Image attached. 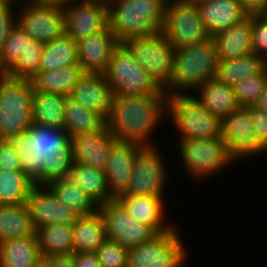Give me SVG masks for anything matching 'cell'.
Returning a JSON list of instances; mask_svg holds the SVG:
<instances>
[{"label":"cell","instance_id":"obj_1","mask_svg":"<svg viewBox=\"0 0 267 267\" xmlns=\"http://www.w3.org/2000/svg\"><path fill=\"white\" fill-rule=\"evenodd\" d=\"M22 163V172L35 185L68 178L73 167L71 138L65 128L34 123L31 128L10 139Z\"/></svg>","mask_w":267,"mask_h":267},{"label":"cell","instance_id":"obj_2","mask_svg":"<svg viewBox=\"0 0 267 267\" xmlns=\"http://www.w3.org/2000/svg\"><path fill=\"white\" fill-rule=\"evenodd\" d=\"M167 99V93L113 96L106 124L117 141L155 147L159 143L153 141V135L168 121Z\"/></svg>","mask_w":267,"mask_h":267},{"label":"cell","instance_id":"obj_3","mask_svg":"<svg viewBox=\"0 0 267 267\" xmlns=\"http://www.w3.org/2000/svg\"><path fill=\"white\" fill-rule=\"evenodd\" d=\"M167 0H107L108 27L119 43L162 30Z\"/></svg>","mask_w":267,"mask_h":267},{"label":"cell","instance_id":"obj_4","mask_svg":"<svg viewBox=\"0 0 267 267\" xmlns=\"http://www.w3.org/2000/svg\"><path fill=\"white\" fill-rule=\"evenodd\" d=\"M218 53L211 37L207 41L175 48L171 80L163 89L168 95L191 94L217 72Z\"/></svg>","mask_w":267,"mask_h":267},{"label":"cell","instance_id":"obj_5","mask_svg":"<svg viewBox=\"0 0 267 267\" xmlns=\"http://www.w3.org/2000/svg\"><path fill=\"white\" fill-rule=\"evenodd\" d=\"M177 144L182 169L197 183L207 181L237 163L221 137L177 140Z\"/></svg>","mask_w":267,"mask_h":267},{"label":"cell","instance_id":"obj_6","mask_svg":"<svg viewBox=\"0 0 267 267\" xmlns=\"http://www.w3.org/2000/svg\"><path fill=\"white\" fill-rule=\"evenodd\" d=\"M177 140L221 137V120L205 109L192 94H172L167 99V117Z\"/></svg>","mask_w":267,"mask_h":267},{"label":"cell","instance_id":"obj_7","mask_svg":"<svg viewBox=\"0 0 267 267\" xmlns=\"http://www.w3.org/2000/svg\"><path fill=\"white\" fill-rule=\"evenodd\" d=\"M34 87L30 80L7 77L0 90V135L4 140L27 132L34 124Z\"/></svg>","mask_w":267,"mask_h":267},{"label":"cell","instance_id":"obj_8","mask_svg":"<svg viewBox=\"0 0 267 267\" xmlns=\"http://www.w3.org/2000/svg\"><path fill=\"white\" fill-rule=\"evenodd\" d=\"M154 235L150 240L129 248L127 267H185L190 257L180 228ZM186 246V248H185Z\"/></svg>","mask_w":267,"mask_h":267},{"label":"cell","instance_id":"obj_9","mask_svg":"<svg viewBox=\"0 0 267 267\" xmlns=\"http://www.w3.org/2000/svg\"><path fill=\"white\" fill-rule=\"evenodd\" d=\"M104 75L112 88L113 96L166 93L122 43L114 49Z\"/></svg>","mask_w":267,"mask_h":267},{"label":"cell","instance_id":"obj_10","mask_svg":"<svg viewBox=\"0 0 267 267\" xmlns=\"http://www.w3.org/2000/svg\"><path fill=\"white\" fill-rule=\"evenodd\" d=\"M161 32L174 48L192 46L211 38L195 0H167Z\"/></svg>","mask_w":267,"mask_h":267},{"label":"cell","instance_id":"obj_11","mask_svg":"<svg viewBox=\"0 0 267 267\" xmlns=\"http://www.w3.org/2000/svg\"><path fill=\"white\" fill-rule=\"evenodd\" d=\"M155 83L164 89L171 80L174 47L160 31L122 43Z\"/></svg>","mask_w":267,"mask_h":267},{"label":"cell","instance_id":"obj_12","mask_svg":"<svg viewBox=\"0 0 267 267\" xmlns=\"http://www.w3.org/2000/svg\"><path fill=\"white\" fill-rule=\"evenodd\" d=\"M163 151L159 146H155L142 147L137 152L130 183L123 194L166 195L170 171L166 163L168 160L166 155H163Z\"/></svg>","mask_w":267,"mask_h":267},{"label":"cell","instance_id":"obj_13","mask_svg":"<svg viewBox=\"0 0 267 267\" xmlns=\"http://www.w3.org/2000/svg\"><path fill=\"white\" fill-rule=\"evenodd\" d=\"M220 128L221 138L237 163L244 162L246 159H257L259 155H263L265 147L257 138L250 116V106H239L223 117Z\"/></svg>","mask_w":267,"mask_h":267},{"label":"cell","instance_id":"obj_14","mask_svg":"<svg viewBox=\"0 0 267 267\" xmlns=\"http://www.w3.org/2000/svg\"><path fill=\"white\" fill-rule=\"evenodd\" d=\"M106 238L126 248L138 246L150 240L156 233L147 225L135 220L116 200L99 205Z\"/></svg>","mask_w":267,"mask_h":267},{"label":"cell","instance_id":"obj_15","mask_svg":"<svg viewBox=\"0 0 267 267\" xmlns=\"http://www.w3.org/2000/svg\"><path fill=\"white\" fill-rule=\"evenodd\" d=\"M17 24L30 38L44 44L65 33V14L33 0L18 5Z\"/></svg>","mask_w":267,"mask_h":267},{"label":"cell","instance_id":"obj_16","mask_svg":"<svg viewBox=\"0 0 267 267\" xmlns=\"http://www.w3.org/2000/svg\"><path fill=\"white\" fill-rule=\"evenodd\" d=\"M65 34L77 43L108 26L107 0H91L64 10Z\"/></svg>","mask_w":267,"mask_h":267},{"label":"cell","instance_id":"obj_17","mask_svg":"<svg viewBox=\"0 0 267 267\" xmlns=\"http://www.w3.org/2000/svg\"><path fill=\"white\" fill-rule=\"evenodd\" d=\"M34 229L49 224H73L79 215L61 203L46 185H35L26 201Z\"/></svg>","mask_w":267,"mask_h":267},{"label":"cell","instance_id":"obj_18","mask_svg":"<svg viewBox=\"0 0 267 267\" xmlns=\"http://www.w3.org/2000/svg\"><path fill=\"white\" fill-rule=\"evenodd\" d=\"M167 195L144 196L120 194L115 199L125 208V210L135 218V220L149 226L156 234L172 229L176 222L165 220L166 209L169 198ZM166 197V198H165Z\"/></svg>","mask_w":267,"mask_h":267},{"label":"cell","instance_id":"obj_19","mask_svg":"<svg viewBox=\"0 0 267 267\" xmlns=\"http://www.w3.org/2000/svg\"><path fill=\"white\" fill-rule=\"evenodd\" d=\"M117 142L108 125L92 133L71 137L74 163L105 170L112 146Z\"/></svg>","mask_w":267,"mask_h":267},{"label":"cell","instance_id":"obj_20","mask_svg":"<svg viewBox=\"0 0 267 267\" xmlns=\"http://www.w3.org/2000/svg\"><path fill=\"white\" fill-rule=\"evenodd\" d=\"M119 44L108 26L103 31L79 41L78 59L84 72L104 74L112 53Z\"/></svg>","mask_w":267,"mask_h":267},{"label":"cell","instance_id":"obj_21","mask_svg":"<svg viewBox=\"0 0 267 267\" xmlns=\"http://www.w3.org/2000/svg\"><path fill=\"white\" fill-rule=\"evenodd\" d=\"M70 97L107 121L113 92L104 74L85 73L73 88Z\"/></svg>","mask_w":267,"mask_h":267},{"label":"cell","instance_id":"obj_22","mask_svg":"<svg viewBox=\"0 0 267 267\" xmlns=\"http://www.w3.org/2000/svg\"><path fill=\"white\" fill-rule=\"evenodd\" d=\"M142 146L132 142L117 141L111 148L105 175L110 194L116 198L130 183L134 159Z\"/></svg>","mask_w":267,"mask_h":267},{"label":"cell","instance_id":"obj_23","mask_svg":"<svg viewBox=\"0 0 267 267\" xmlns=\"http://www.w3.org/2000/svg\"><path fill=\"white\" fill-rule=\"evenodd\" d=\"M200 17L207 32L212 37L216 33L239 23L249 14L239 0H195Z\"/></svg>","mask_w":267,"mask_h":267},{"label":"cell","instance_id":"obj_24","mask_svg":"<svg viewBox=\"0 0 267 267\" xmlns=\"http://www.w3.org/2000/svg\"><path fill=\"white\" fill-rule=\"evenodd\" d=\"M219 60H230L253 53L251 42V14L228 29L212 36Z\"/></svg>","mask_w":267,"mask_h":267},{"label":"cell","instance_id":"obj_25","mask_svg":"<svg viewBox=\"0 0 267 267\" xmlns=\"http://www.w3.org/2000/svg\"><path fill=\"white\" fill-rule=\"evenodd\" d=\"M191 94L205 109L220 120L239 107L233 87L224 84L216 77L205 81Z\"/></svg>","mask_w":267,"mask_h":267},{"label":"cell","instance_id":"obj_26","mask_svg":"<svg viewBox=\"0 0 267 267\" xmlns=\"http://www.w3.org/2000/svg\"><path fill=\"white\" fill-rule=\"evenodd\" d=\"M42 261L36 232L0 243V267H37Z\"/></svg>","mask_w":267,"mask_h":267},{"label":"cell","instance_id":"obj_27","mask_svg":"<svg viewBox=\"0 0 267 267\" xmlns=\"http://www.w3.org/2000/svg\"><path fill=\"white\" fill-rule=\"evenodd\" d=\"M35 232L43 260L74 253L72 224H49L39 227Z\"/></svg>","mask_w":267,"mask_h":267},{"label":"cell","instance_id":"obj_28","mask_svg":"<svg viewBox=\"0 0 267 267\" xmlns=\"http://www.w3.org/2000/svg\"><path fill=\"white\" fill-rule=\"evenodd\" d=\"M84 74L80 64H73L55 70H39L31 81L35 91L70 96Z\"/></svg>","mask_w":267,"mask_h":267},{"label":"cell","instance_id":"obj_29","mask_svg":"<svg viewBox=\"0 0 267 267\" xmlns=\"http://www.w3.org/2000/svg\"><path fill=\"white\" fill-rule=\"evenodd\" d=\"M26 202L0 207V243L35 233Z\"/></svg>","mask_w":267,"mask_h":267},{"label":"cell","instance_id":"obj_30","mask_svg":"<svg viewBox=\"0 0 267 267\" xmlns=\"http://www.w3.org/2000/svg\"><path fill=\"white\" fill-rule=\"evenodd\" d=\"M74 252H96L107 239L105 224L99 211L87 216H79L72 224Z\"/></svg>","mask_w":267,"mask_h":267},{"label":"cell","instance_id":"obj_31","mask_svg":"<svg viewBox=\"0 0 267 267\" xmlns=\"http://www.w3.org/2000/svg\"><path fill=\"white\" fill-rule=\"evenodd\" d=\"M68 178L99 205L115 199L109 191L105 171L74 163Z\"/></svg>","mask_w":267,"mask_h":267},{"label":"cell","instance_id":"obj_32","mask_svg":"<svg viewBox=\"0 0 267 267\" xmlns=\"http://www.w3.org/2000/svg\"><path fill=\"white\" fill-rule=\"evenodd\" d=\"M61 203L73 209L79 216H87L99 210V204L69 178L56 179L46 185Z\"/></svg>","mask_w":267,"mask_h":267},{"label":"cell","instance_id":"obj_33","mask_svg":"<svg viewBox=\"0 0 267 267\" xmlns=\"http://www.w3.org/2000/svg\"><path fill=\"white\" fill-rule=\"evenodd\" d=\"M65 99V95L34 90L32 103L34 123L63 129Z\"/></svg>","mask_w":267,"mask_h":267},{"label":"cell","instance_id":"obj_34","mask_svg":"<svg viewBox=\"0 0 267 267\" xmlns=\"http://www.w3.org/2000/svg\"><path fill=\"white\" fill-rule=\"evenodd\" d=\"M79 64L78 43L65 33L44 43L39 70H55Z\"/></svg>","mask_w":267,"mask_h":267},{"label":"cell","instance_id":"obj_35","mask_svg":"<svg viewBox=\"0 0 267 267\" xmlns=\"http://www.w3.org/2000/svg\"><path fill=\"white\" fill-rule=\"evenodd\" d=\"M106 124L97 113L88 110L70 96H66L64 104V128L72 136L82 133H92Z\"/></svg>","mask_w":267,"mask_h":267},{"label":"cell","instance_id":"obj_36","mask_svg":"<svg viewBox=\"0 0 267 267\" xmlns=\"http://www.w3.org/2000/svg\"><path fill=\"white\" fill-rule=\"evenodd\" d=\"M265 67L266 61L255 53H251L236 59L219 60L215 77L233 87L238 81L260 73Z\"/></svg>","mask_w":267,"mask_h":267},{"label":"cell","instance_id":"obj_37","mask_svg":"<svg viewBox=\"0 0 267 267\" xmlns=\"http://www.w3.org/2000/svg\"><path fill=\"white\" fill-rule=\"evenodd\" d=\"M35 186L22 171L0 170V204H21Z\"/></svg>","mask_w":267,"mask_h":267},{"label":"cell","instance_id":"obj_38","mask_svg":"<svg viewBox=\"0 0 267 267\" xmlns=\"http://www.w3.org/2000/svg\"><path fill=\"white\" fill-rule=\"evenodd\" d=\"M43 46V43L32 38L25 40L24 53L6 72L8 77L31 81L39 72Z\"/></svg>","mask_w":267,"mask_h":267},{"label":"cell","instance_id":"obj_39","mask_svg":"<svg viewBox=\"0 0 267 267\" xmlns=\"http://www.w3.org/2000/svg\"><path fill=\"white\" fill-rule=\"evenodd\" d=\"M267 86V67L260 73L238 81L234 86L235 98L239 106H253Z\"/></svg>","mask_w":267,"mask_h":267},{"label":"cell","instance_id":"obj_40","mask_svg":"<svg viewBox=\"0 0 267 267\" xmlns=\"http://www.w3.org/2000/svg\"><path fill=\"white\" fill-rule=\"evenodd\" d=\"M30 37L16 24L5 41L3 51L0 56V71L7 72L23 55L25 49V40Z\"/></svg>","mask_w":267,"mask_h":267},{"label":"cell","instance_id":"obj_41","mask_svg":"<svg viewBox=\"0 0 267 267\" xmlns=\"http://www.w3.org/2000/svg\"><path fill=\"white\" fill-rule=\"evenodd\" d=\"M128 248L106 239L96 253L102 267H127Z\"/></svg>","mask_w":267,"mask_h":267},{"label":"cell","instance_id":"obj_42","mask_svg":"<svg viewBox=\"0 0 267 267\" xmlns=\"http://www.w3.org/2000/svg\"><path fill=\"white\" fill-rule=\"evenodd\" d=\"M251 42L253 53L267 61V20L251 14Z\"/></svg>","mask_w":267,"mask_h":267},{"label":"cell","instance_id":"obj_43","mask_svg":"<svg viewBox=\"0 0 267 267\" xmlns=\"http://www.w3.org/2000/svg\"><path fill=\"white\" fill-rule=\"evenodd\" d=\"M17 9L16 4L0 2V56L8 34L17 24Z\"/></svg>","mask_w":267,"mask_h":267},{"label":"cell","instance_id":"obj_44","mask_svg":"<svg viewBox=\"0 0 267 267\" xmlns=\"http://www.w3.org/2000/svg\"><path fill=\"white\" fill-rule=\"evenodd\" d=\"M0 170H22L20 156L10 140H4L0 145Z\"/></svg>","mask_w":267,"mask_h":267},{"label":"cell","instance_id":"obj_45","mask_svg":"<svg viewBox=\"0 0 267 267\" xmlns=\"http://www.w3.org/2000/svg\"><path fill=\"white\" fill-rule=\"evenodd\" d=\"M250 116L259 142L267 146V113L250 106Z\"/></svg>","mask_w":267,"mask_h":267},{"label":"cell","instance_id":"obj_46","mask_svg":"<svg viewBox=\"0 0 267 267\" xmlns=\"http://www.w3.org/2000/svg\"><path fill=\"white\" fill-rule=\"evenodd\" d=\"M72 257L76 267H102L96 252H74Z\"/></svg>","mask_w":267,"mask_h":267},{"label":"cell","instance_id":"obj_47","mask_svg":"<svg viewBox=\"0 0 267 267\" xmlns=\"http://www.w3.org/2000/svg\"><path fill=\"white\" fill-rule=\"evenodd\" d=\"M40 5L48 6L51 8H56L60 10H66L71 6L77 5L79 3H86L91 0H36Z\"/></svg>","mask_w":267,"mask_h":267},{"label":"cell","instance_id":"obj_48","mask_svg":"<svg viewBox=\"0 0 267 267\" xmlns=\"http://www.w3.org/2000/svg\"><path fill=\"white\" fill-rule=\"evenodd\" d=\"M248 14H260L267 7V0H239Z\"/></svg>","mask_w":267,"mask_h":267},{"label":"cell","instance_id":"obj_49","mask_svg":"<svg viewBox=\"0 0 267 267\" xmlns=\"http://www.w3.org/2000/svg\"><path fill=\"white\" fill-rule=\"evenodd\" d=\"M44 261L50 267H76L72 255L51 257Z\"/></svg>","mask_w":267,"mask_h":267},{"label":"cell","instance_id":"obj_50","mask_svg":"<svg viewBox=\"0 0 267 267\" xmlns=\"http://www.w3.org/2000/svg\"><path fill=\"white\" fill-rule=\"evenodd\" d=\"M255 108L267 113V86L257 102L253 105Z\"/></svg>","mask_w":267,"mask_h":267},{"label":"cell","instance_id":"obj_51","mask_svg":"<svg viewBox=\"0 0 267 267\" xmlns=\"http://www.w3.org/2000/svg\"><path fill=\"white\" fill-rule=\"evenodd\" d=\"M30 1H33V0H0V2L12 3V4H16V5L28 3Z\"/></svg>","mask_w":267,"mask_h":267},{"label":"cell","instance_id":"obj_52","mask_svg":"<svg viewBox=\"0 0 267 267\" xmlns=\"http://www.w3.org/2000/svg\"><path fill=\"white\" fill-rule=\"evenodd\" d=\"M8 77V75L6 74V72H1L0 71V90H1V85L2 82Z\"/></svg>","mask_w":267,"mask_h":267},{"label":"cell","instance_id":"obj_53","mask_svg":"<svg viewBox=\"0 0 267 267\" xmlns=\"http://www.w3.org/2000/svg\"><path fill=\"white\" fill-rule=\"evenodd\" d=\"M260 15L267 20V7L260 13Z\"/></svg>","mask_w":267,"mask_h":267},{"label":"cell","instance_id":"obj_54","mask_svg":"<svg viewBox=\"0 0 267 267\" xmlns=\"http://www.w3.org/2000/svg\"><path fill=\"white\" fill-rule=\"evenodd\" d=\"M37 267H50L44 260Z\"/></svg>","mask_w":267,"mask_h":267},{"label":"cell","instance_id":"obj_55","mask_svg":"<svg viewBox=\"0 0 267 267\" xmlns=\"http://www.w3.org/2000/svg\"><path fill=\"white\" fill-rule=\"evenodd\" d=\"M267 153V146L264 148L263 154Z\"/></svg>","mask_w":267,"mask_h":267},{"label":"cell","instance_id":"obj_56","mask_svg":"<svg viewBox=\"0 0 267 267\" xmlns=\"http://www.w3.org/2000/svg\"><path fill=\"white\" fill-rule=\"evenodd\" d=\"M4 141V139L1 137V135H0V145H1V143Z\"/></svg>","mask_w":267,"mask_h":267}]
</instances>
